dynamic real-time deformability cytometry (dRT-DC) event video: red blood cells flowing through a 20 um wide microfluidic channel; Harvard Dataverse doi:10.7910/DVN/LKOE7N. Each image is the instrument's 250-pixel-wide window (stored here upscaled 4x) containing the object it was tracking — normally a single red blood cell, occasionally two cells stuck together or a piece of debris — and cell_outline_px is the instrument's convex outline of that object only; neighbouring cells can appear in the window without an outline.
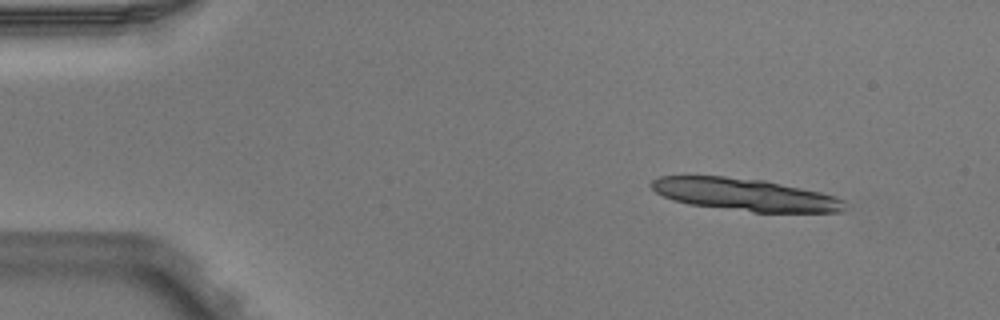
{"species": "Egyptian fruit bat (a non-hibernating species)", "species_latin": "Rousettus aegyptiacus", "temperature_condition": "warm", "stored_images_in_passage": 5, "segment_of_instrument_passage": [1, 2], "camera_frame_rate_fps": 3000, "um_per_image_px": 0.085, "animal": {"sex": "male"}, "frame": {"image": 1, "passage_image": 1, "time_ms": 0.0, "image_size_px": [1000, 320], "cell_outline_px": [[844, 208], [840, 212], [752, 212], [688, 204], [664, 196], [656, 192], [648, 184], [652, 180], [660, 176], [724, 176], [764, 180], [820, 192], [836, 196], [844, 200]], "centroid_in_image_um": [63.31, 16.54], "position_along_channel_um": 21.7, "area_um2": 36.3}}